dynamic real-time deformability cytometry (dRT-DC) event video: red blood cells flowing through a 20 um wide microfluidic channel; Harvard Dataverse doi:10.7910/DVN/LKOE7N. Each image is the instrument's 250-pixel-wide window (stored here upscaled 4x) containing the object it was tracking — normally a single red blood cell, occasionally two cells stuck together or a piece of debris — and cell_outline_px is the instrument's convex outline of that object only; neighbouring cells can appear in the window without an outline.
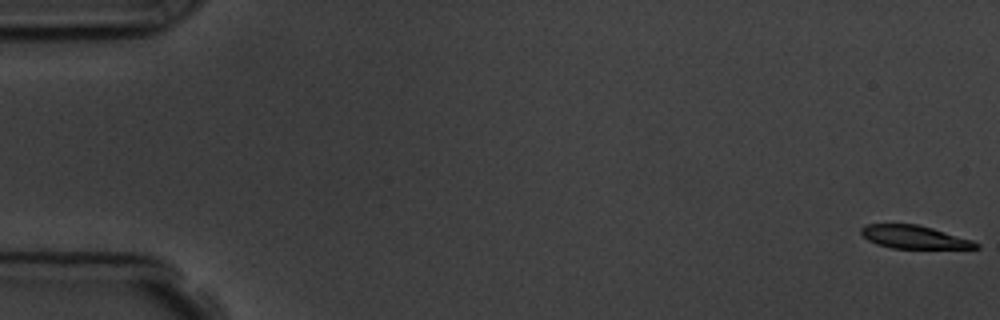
{"species": "common noctule bat (a hibernating species)", "species_latin": "Nyctalus noctula", "temperature_condition": "room temperature", "stored_images_in_passage": 7, "camera_frame_rate_fps": 3000, "um_per_image_px": 0.085, "animal": {"sex": "male", "body_mass_g": 19.5, "forearm_length_mm": 54.6}, "frame": {"image": 1, "passage_image": 1, "time_ms": 0.0, "image_size_px": [1000, 320], "cell_outline_px": [[980, 248], [892, 248], [876, 244], [868, 240], [860, 232], [860, 228], [864, 224], [920, 224], [972, 240], [980, 244]], "centroid_in_image_um": [77.68, 20.14], "position_along_channel_um": 7.3, "area_um2": 15.43}}
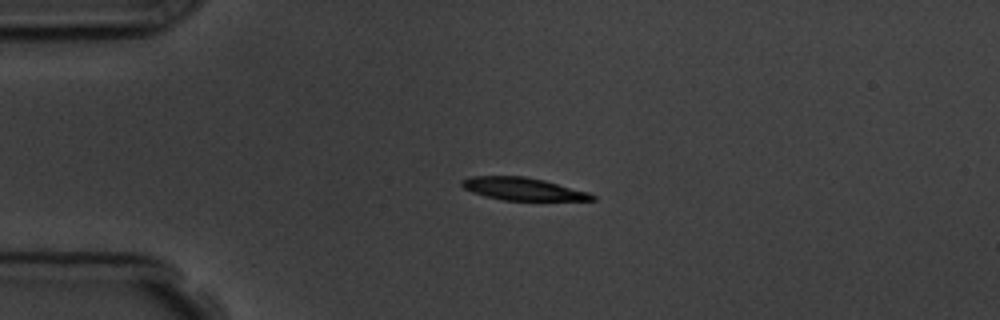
{"frame": {"image": 2, "passage_image": 5, "time_ms": 4.333, "image_size_px": [1000, 320], "cell_outline_px": [[596, 200], [504, 200], [484, 196], [472, 192], [464, 188], [460, 184], [460, 180], [468, 176], [524, 176], [544, 180], [588, 192], [596, 196]], "centroid_in_image_um": [44.39, 16.05], "position_along_channel_um": 40.6, "area_um2": 17.17}}